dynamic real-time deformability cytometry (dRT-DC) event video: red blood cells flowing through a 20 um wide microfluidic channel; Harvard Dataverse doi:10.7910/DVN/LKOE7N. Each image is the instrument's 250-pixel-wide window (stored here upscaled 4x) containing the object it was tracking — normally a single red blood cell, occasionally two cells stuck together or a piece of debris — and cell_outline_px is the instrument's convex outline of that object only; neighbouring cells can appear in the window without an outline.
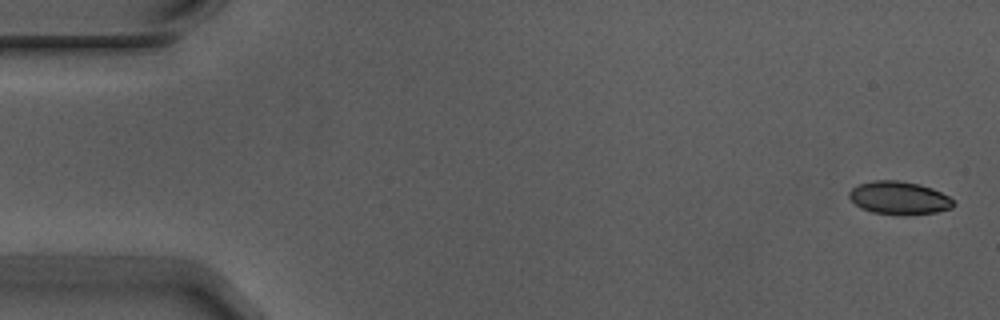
{"species": "Egyptian fruit bat (a non-hibernating species)", "species_latin": "Rousettus aegyptiacus", "temperature_condition": "warm", "stored_images_in_passage": 4, "camera_frame_rate_fps": 3000, "um_per_image_px": 0.085, "animal": {"sex": "male"}, "frame": {"image": 1, "passage_image": 1, "time_ms": 0.0, "image_size_px": [1000, 320], "cell_outline_px": [[956, 204], [952, 208], [936, 212], [872, 212], [860, 208], [848, 196], [848, 192], [852, 188], [860, 184], [876, 180], [896, 180], [920, 184], [932, 188], [948, 196]], "centroid_in_image_um": [76.41, 16.77], "position_along_channel_um": 8.6, "area_um2": 19.25}}